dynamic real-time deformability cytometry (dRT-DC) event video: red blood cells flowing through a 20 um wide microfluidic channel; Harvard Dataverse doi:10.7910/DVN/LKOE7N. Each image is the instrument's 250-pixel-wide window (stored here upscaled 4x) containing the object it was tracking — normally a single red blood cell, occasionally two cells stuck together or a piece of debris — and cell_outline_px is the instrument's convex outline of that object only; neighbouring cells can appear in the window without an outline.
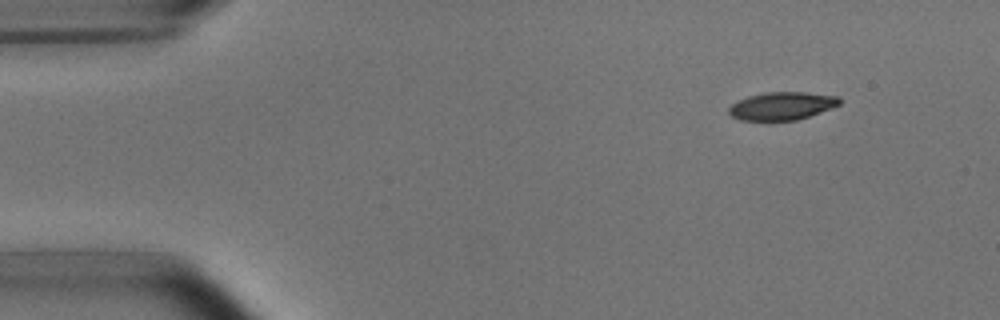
{"species": "common noctule bat (a hibernating species)", "species_latin": "Nyctalus noctula", "temperature_condition": "room temperature", "stored_images_in_passage": 9, "camera_frame_rate_fps": 3000, "um_per_image_px": 0.085, "animal": {"sex": "male", "body_mass_g": 15.6}, "frame": {"image": 1, "passage_image": 1, "time_ms": 0.0, "image_size_px": [1000, 320], "cell_outline_px": [[840, 104], [832, 108], [796, 120], [740, 120], [732, 116], [728, 112], [728, 108], [732, 104], [748, 96], [764, 92], [804, 92], [840, 96]], "centroid_in_image_um": [66.47, 8.99], "position_along_channel_um": 18.5, "area_um2": 17.92}}
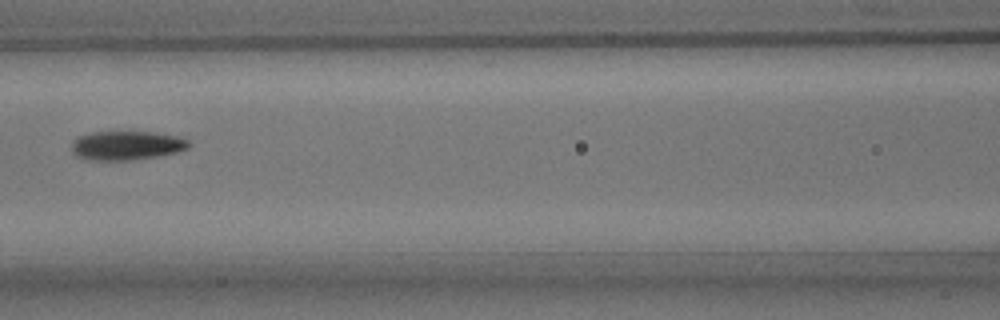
{"frame": {"image": 2, "passage_image": 6, "time_ms": 6.0, "image_size_px": [1000, 320], "cell_outline_px": [[192, 144], [188, 148], [176, 152], [156, 156], [128, 160], [92, 160], [76, 156], [72, 152], [72, 140], [80, 136], [92, 132], [152, 132], [176, 136], [188, 140]], "centroid_in_image_um": [10.75, 12.36], "position_along_channel_um": 155.9, "area_um2": 19.65}}
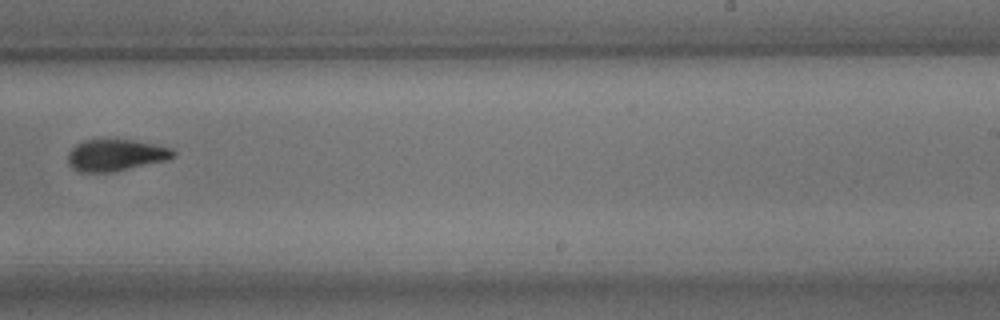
{"frame": {"image": 3, "passage_image": 9, "time_ms": 9.333, "image_size_px": [1000, 320], "cell_outline_px": [[176, 156], [168, 160], [112, 172], [80, 172], [72, 168], [68, 164], [68, 152], [76, 144], [84, 140], [136, 140], [172, 148], [176, 152]], "centroid_in_image_um": [9.85, 13.19], "position_along_channel_um": 279.1, "area_um2": 19.54}}